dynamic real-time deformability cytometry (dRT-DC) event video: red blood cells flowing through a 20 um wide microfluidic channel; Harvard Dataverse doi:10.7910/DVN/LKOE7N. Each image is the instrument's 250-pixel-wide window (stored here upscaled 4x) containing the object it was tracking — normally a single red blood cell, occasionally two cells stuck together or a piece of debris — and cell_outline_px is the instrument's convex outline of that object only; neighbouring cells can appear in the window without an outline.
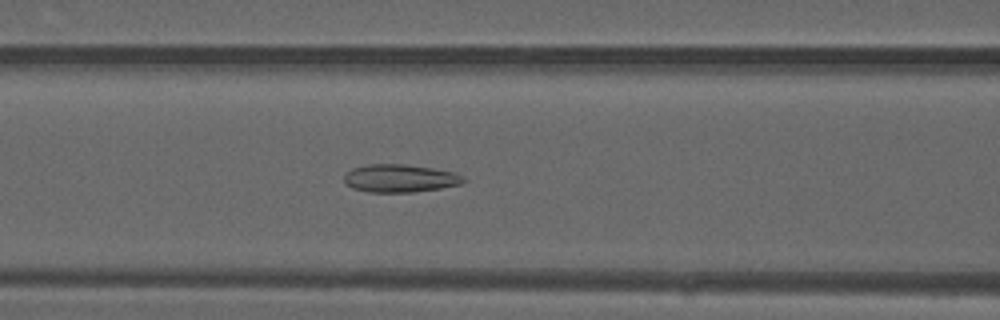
{"species": "common noctule bat (a hibernating species)", "species_latin": "Nyctalus noctula", "temperature_condition": "warm", "stored_images_in_passage": 47, "camera_frame_rate_fps": 3000, "um_per_image_px": 0.085, "animal": {"sex": "male", "forearm_length_mm": 52.5}, "frame": {"image": 1, "passage_image": 18, "time_ms": 5.667, "image_size_px": [1000, 320], "cell_outline_px": [[468, 180], [460, 184], [440, 188], [412, 192], [368, 192], [352, 188], [344, 184], [344, 176], [352, 168], [368, 164], [404, 164], [432, 168], [456, 172], [464, 176]], "centroid_in_image_um": [34.0, 15.15], "position_along_channel_um": 132.6, "area_um2": 19.54}}
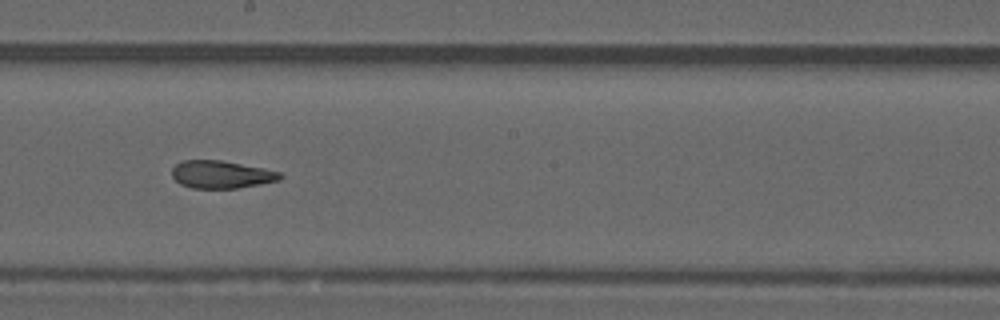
{"frame": {"image": 2, "passage_image": 25, "time_ms": 8.0, "image_size_px": [1000, 320], "cell_outline_px": [[284, 176], [280, 180], [260, 184], [236, 188], [192, 188], [180, 184], [172, 176], [172, 168], [176, 164], [184, 160], [220, 160], [264, 168], [280, 172]], "centroid_in_image_um": [18.82, 14.83], "position_along_channel_um": 229.4, "area_um2": 17.4}}
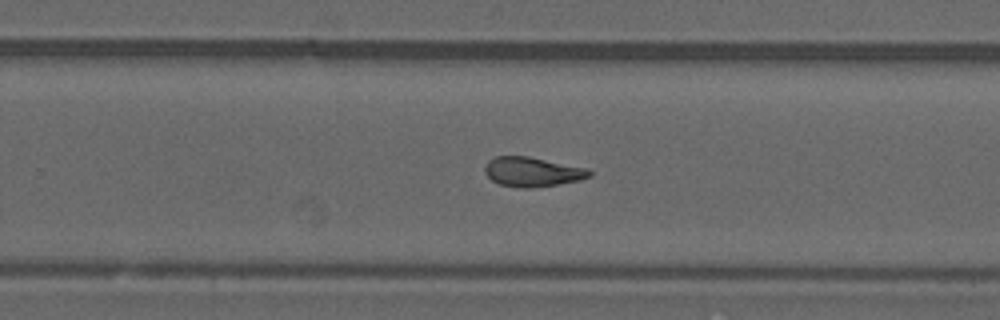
{"frame": {"image": 3, "passage_image": 29, "time_ms": 9.333, "image_size_px": [1000, 320], "cell_outline_px": [[592, 176], [580, 180], [532, 188], [520, 188], [500, 184], [492, 180], [484, 172], [484, 168], [488, 160], [496, 156], [528, 156], [588, 168], [592, 172]], "centroid_in_image_um": [45.25, 14.6], "position_along_channel_um": 284.5, "area_um2": 18.03}, "authors_computed_cell_mechanics": {"area_um2": 19.363, "velocity_mm_per_s": 4.1561, "shape_relaxation_time_tau1_ms": null, "shape_relaxation_time_tau2_ms": 2.3452, "deformation_change_tau1": null, "deformation_change_tau2": 0.108}}